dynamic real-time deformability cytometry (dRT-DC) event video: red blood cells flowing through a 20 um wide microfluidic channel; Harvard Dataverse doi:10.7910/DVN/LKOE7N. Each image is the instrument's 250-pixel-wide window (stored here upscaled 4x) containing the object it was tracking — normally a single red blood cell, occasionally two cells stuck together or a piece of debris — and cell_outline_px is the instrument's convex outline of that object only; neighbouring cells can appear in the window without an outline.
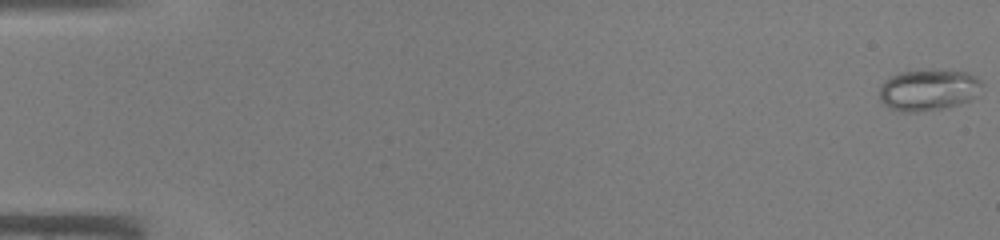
{"species": "common noctule bat (a hibernating species)", "species_latin": "Nyctalus noctula", "temperature_condition": "warm", "stored_images_in_passage": 46, "camera_frame_rate_fps": 3000, "um_per_image_px": 0.085, "animal": {"sex": "male", "body_mass_g": 19.0, "forearm_length_mm": 50.8}, "frame": {"image": 1, "passage_image": 1, "time_ms": 0.0, "image_size_px": [1000, 240], "cell_outline_px": [[980, 84], [972, 96], [968, 100], [944, 108], [916, 112], [900, 112], [884, 104], [880, 100], [880, 84], [884, 80], [900, 72], [928, 68], [932, 68], [968, 72], [976, 76], [980, 80]], "centroid_in_image_um": [78.84, 7.6], "position_along_channel_um": 6.2, "area_um2": 24.68}}
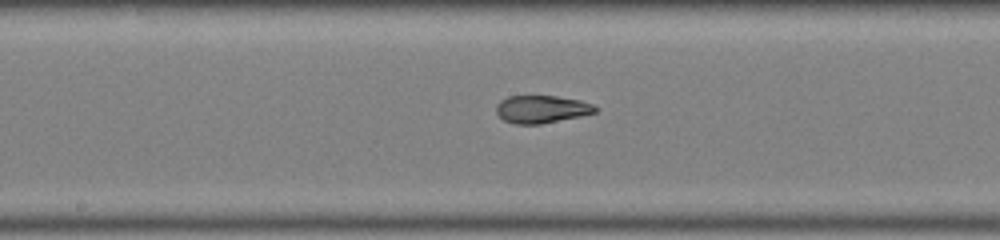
{"frame": {"image": 2, "passage_image": 25, "time_ms": 8.0, "image_size_px": [1000, 240], "cell_outline_px": [[596, 112], [580, 116], [540, 124], [516, 124], [504, 120], [496, 112], [496, 104], [500, 100], [508, 96], [556, 96], [580, 100], [592, 104], [596, 108]], "centroid_in_image_um": [46.0, 9.27], "position_along_channel_um": 202.2, "area_um2": 15.84}}
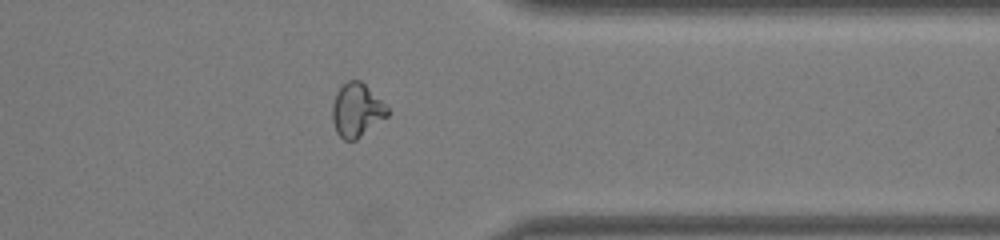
{"frame": {"image": 3, "passage_image": 37, "time_ms": 12.0, "image_size_px": [1000, 240], "cell_outline_px": [[388, 116], [356, 140], [344, 140], [336, 132], [332, 120], [332, 104], [336, 92], [348, 80], [360, 80], [388, 108]], "centroid_in_image_um": [30.29, 9.38], "position_along_channel_um": 381.1, "area_um2": 16.99}}